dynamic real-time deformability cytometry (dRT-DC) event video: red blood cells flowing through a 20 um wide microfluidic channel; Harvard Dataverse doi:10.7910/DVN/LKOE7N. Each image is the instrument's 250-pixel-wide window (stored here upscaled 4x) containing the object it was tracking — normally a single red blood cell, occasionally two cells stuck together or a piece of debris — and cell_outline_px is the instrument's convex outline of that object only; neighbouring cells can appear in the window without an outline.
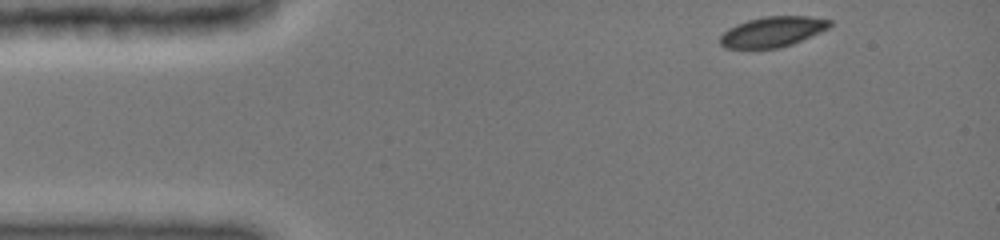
{"species": "common noctule bat (a hibernating species)", "species_latin": "Nyctalus noctula", "temperature_condition": "cold", "stored_images_in_passage": 10, "camera_frame_rate_fps": 3000, "um_per_image_px": 0.085, "animal": {"sex": "female", "body_mass_g": 19.0, "forearm_length_mm": 51.5}, "frame": {"image": 1, "passage_image": 1, "time_ms": 0.0, "image_size_px": [1000, 240], "cell_outline_px": [[832, 24], [828, 28], [820, 32], [792, 44], [776, 48], [724, 48], [720, 44], [720, 36], [728, 28], [736, 24], [748, 20], [764, 16], [808, 16], [832, 20]], "centroid_in_image_um": [65.65, 2.69], "position_along_channel_um": 19.3, "area_um2": 19.31}}
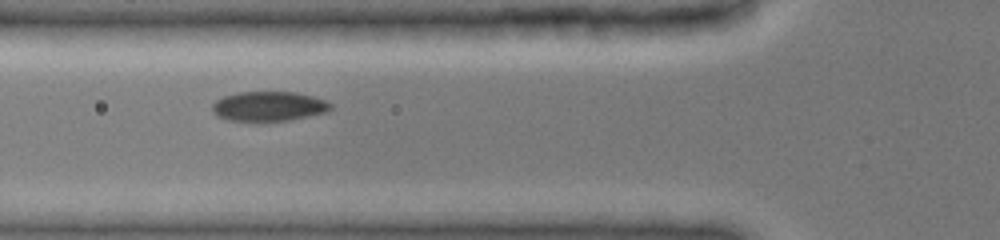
{"frame": {"image": 2, "passage_image": 6, "time_ms": 4.0, "image_size_px": [1000, 240], "cell_outline_px": [[332, 108], [328, 112], [292, 120], [228, 120], [216, 116], [212, 112], [212, 104], [216, 100], [224, 96], [236, 92], [296, 92], [312, 96], [324, 100], [332, 104]], "centroid_in_image_um": [22.85, 9.03], "position_along_channel_um": 103.0, "area_um2": 20.46}}
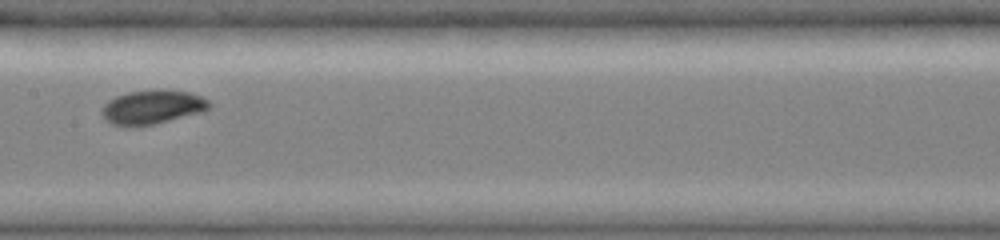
{"frame": {"image": 3, "passage_image": 9, "time_ms": 6.333, "image_size_px": [1000, 240], "cell_outline_px": [[212, 108], [204, 112], [136, 128], [128, 128], [112, 124], [104, 120], [100, 112], [104, 104], [108, 100], [116, 96], [128, 92], [188, 92], [200, 96], [208, 100], [212, 104]], "centroid_in_image_um": [12.91, 9.17], "position_along_channel_um": 194.5, "area_um2": 21.15}}